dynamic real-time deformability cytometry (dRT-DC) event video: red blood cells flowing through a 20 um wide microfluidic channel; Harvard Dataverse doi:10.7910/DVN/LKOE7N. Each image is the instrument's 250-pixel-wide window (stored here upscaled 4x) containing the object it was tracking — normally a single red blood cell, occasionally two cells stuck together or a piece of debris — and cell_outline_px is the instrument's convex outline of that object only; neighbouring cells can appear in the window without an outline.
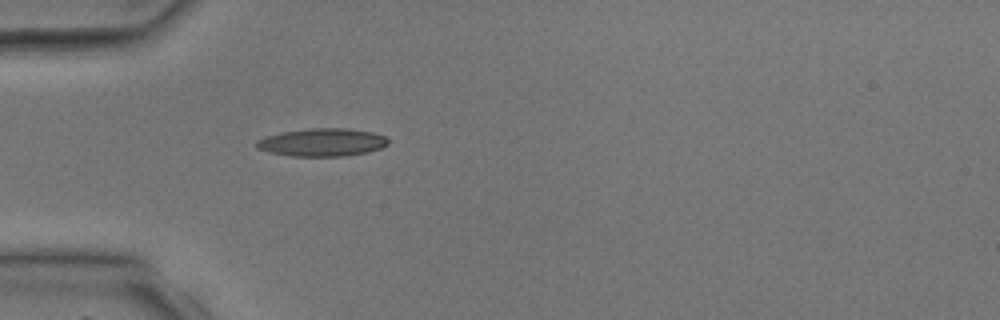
{"species": "common noctule bat (a hibernating species)", "species_latin": "Nyctalus noctula", "temperature_condition": "room temperature", "stored_images_in_passage": 1, "camera_frame_rate_fps": 3000, "um_per_image_px": 0.085, "animal": {"sex": "male", "body_mass_g": 17.9, "forearm_length_mm": 54.2}, "frame": {"image": 1, "passage_image": 1, "time_ms": 0.0, "image_size_px": [1000, 320], "cell_outline_px": [[388, 144], [380, 148], [368, 152], [344, 156], [292, 156], [268, 152], [256, 148], [256, 140], [268, 136], [284, 132], [308, 128], [348, 128], [372, 132], [384, 136], [388, 140]], "centroid_in_image_um": [27.38, 12.1], "position_along_channel_um": 57.6, "area_um2": 21.33}}